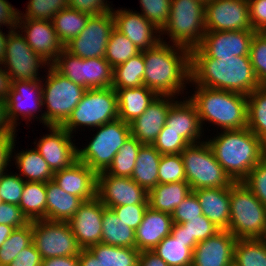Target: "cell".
<instances>
[{"label":"cell","mask_w":266,"mask_h":266,"mask_svg":"<svg viewBox=\"0 0 266 266\" xmlns=\"http://www.w3.org/2000/svg\"><path fill=\"white\" fill-rule=\"evenodd\" d=\"M161 38L154 47L143 50L144 86L158 95L178 96L191 80L190 50L170 45Z\"/></svg>","instance_id":"cell-1"},{"label":"cell","mask_w":266,"mask_h":266,"mask_svg":"<svg viewBox=\"0 0 266 266\" xmlns=\"http://www.w3.org/2000/svg\"><path fill=\"white\" fill-rule=\"evenodd\" d=\"M193 85L249 95L260 87L250 56L190 57Z\"/></svg>","instance_id":"cell-2"},{"label":"cell","mask_w":266,"mask_h":266,"mask_svg":"<svg viewBox=\"0 0 266 266\" xmlns=\"http://www.w3.org/2000/svg\"><path fill=\"white\" fill-rule=\"evenodd\" d=\"M213 137L206 141L233 182H242L265 157L266 144L247 127L221 130Z\"/></svg>","instance_id":"cell-3"},{"label":"cell","mask_w":266,"mask_h":266,"mask_svg":"<svg viewBox=\"0 0 266 266\" xmlns=\"http://www.w3.org/2000/svg\"><path fill=\"white\" fill-rule=\"evenodd\" d=\"M195 90L188 97L196 106L202 127L205 121L222 130L247 127V95L198 85Z\"/></svg>","instance_id":"cell-4"},{"label":"cell","mask_w":266,"mask_h":266,"mask_svg":"<svg viewBox=\"0 0 266 266\" xmlns=\"http://www.w3.org/2000/svg\"><path fill=\"white\" fill-rule=\"evenodd\" d=\"M46 74L45 79H41L43 107L47 108L42 113L45 126H62L87 89L59 73L52 65L48 66Z\"/></svg>","instance_id":"cell-5"},{"label":"cell","mask_w":266,"mask_h":266,"mask_svg":"<svg viewBox=\"0 0 266 266\" xmlns=\"http://www.w3.org/2000/svg\"><path fill=\"white\" fill-rule=\"evenodd\" d=\"M266 228V207L244 185H230V222L228 231L237 239H260Z\"/></svg>","instance_id":"cell-6"},{"label":"cell","mask_w":266,"mask_h":266,"mask_svg":"<svg viewBox=\"0 0 266 266\" xmlns=\"http://www.w3.org/2000/svg\"><path fill=\"white\" fill-rule=\"evenodd\" d=\"M205 29V3L200 0H171L169 19L160 35L166 34L173 45L188 50L197 48Z\"/></svg>","instance_id":"cell-7"},{"label":"cell","mask_w":266,"mask_h":266,"mask_svg":"<svg viewBox=\"0 0 266 266\" xmlns=\"http://www.w3.org/2000/svg\"><path fill=\"white\" fill-rule=\"evenodd\" d=\"M180 154L184 163L186 182L192 191L201 188L229 187L233 183L216 160L206 140L189 144Z\"/></svg>","instance_id":"cell-8"},{"label":"cell","mask_w":266,"mask_h":266,"mask_svg":"<svg viewBox=\"0 0 266 266\" xmlns=\"http://www.w3.org/2000/svg\"><path fill=\"white\" fill-rule=\"evenodd\" d=\"M97 128L89 144L84 149L77 148V159L96 174L108 169L123 143L131 136L130 124L119 118Z\"/></svg>","instance_id":"cell-9"},{"label":"cell","mask_w":266,"mask_h":266,"mask_svg":"<svg viewBox=\"0 0 266 266\" xmlns=\"http://www.w3.org/2000/svg\"><path fill=\"white\" fill-rule=\"evenodd\" d=\"M117 118V93L112 87L87 89L62 127L72 135L78 130L76 128L97 129Z\"/></svg>","instance_id":"cell-10"},{"label":"cell","mask_w":266,"mask_h":266,"mask_svg":"<svg viewBox=\"0 0 266 266\" xmlns=\"http://www.w3.org/2000/svg\"><path fill=\"white\" fill-rule=\"evenodd\" d=\"M32 242L42 259L78 256L81 250L66 221L33 220Z\"/></svg>","instance_id":"cell-11"},{"label":"cell","mask_w":266,"mask_h":266,"mask_svg":"<svg viewBox=\"0 0 266 266\" xmlns=\"http://www.w3.org/2000/svg\"><path fill=\"white\" fill-rule=\"evenodd\" d=\"M115 28L111 12L91 15L82 32L64 45V49L82 59L104 58L107 42Z\"/></svg>","instance_id":"cell-12"},{"label":"cell","mask_w":266,"mask_h":266,"mask_svg":"<svg viewBox=\"0 0 266 266\" xmlns=\"http://www.w3.org/2000/svg\"><path fill=\"white\" fill-rule=\"evenodd\" d=\"M46 65L48 67L50 64L32 50L17 28L14 29L8 37L6 56L2 64L12 82L40 80L42 77H39V67L42 69Z\"/></svg>","instance_id":"cell-13"},{"label":"cell","mask_w":266,"mask_h":266,"mask_svg":"<svg viewBox=\"0 0 266 266\" xmlns=\"http://www.w3.org/2000/svg\"><path fill=\"white\" fill-rule=\"evenodd\" d=\"M254 30L206 31L197 48L190 51V57L249 56Z\"/></svg>","instance_id":"cell-14"},{"label":"cell","mask_w":266,"mask_h":266,"mask_svg":"<svg viewBox=\"0 0 266 266\" xmlns=\"http://www.w3.org/2000/svg\"><path fill=\"white\" fill-rule=\"evenodd\" d=\"M42 106L41 80H16L12 82L11 91L6 99V108L8 121L15 131H17V121L20 120L19 116L25 121L37 118L45 125L44 115H36L42 112Z\"/></svg>","instance_id":"cell-15"},{"label":"cell","mask_w":266,"mask_h":266,"mask_svg":"<svg viewBox=\"0 0 266 266\" xmlns=\"http://www.w3.org/2000/svg\"><path fill=\"white\" fill-rule=\"evenodd\" d=\"M96 197L107 207L149 204L148 192L130 177L97 174Z\"/></svg>","instance_id":"cell-16"},{"label":"cell","mask_w":266,"mask_h":266,"mask_svg":"<svg viewBox=\"0 0 266 266\" xmlns=\"http://www.w3.org/2000/svg\"><path fill=\"white\" fill-rule=\"evenodd\" d=\"M206 31L253 30L248 0H209L205 3Z\"/></svg>","instance_id":"cell-17"},{"label":"cell","mask_w":266,"mask_h":266,"mask_svg":"<svg viewBox=\"0 0 266 266\" xmlns=\"http://www.w3.org/2000/svg\"><path fill=\"white\" fill-rule=\"evenodd\" d=\"M45 134L36 144V149L53 172L69 167L77 160V146L71 135L62 126H47Z\"/></svg>","instance_id":"cell-18"},{"label":"cell","mask_w":266,"mask_h":266,"mask_svg":"<svg viewBox=\"0 0 266 266\" xmlns=\"http://www.w3.org/2000/svg\"><path fill=\"white\" fill-rule=\"evenodd\" d=\"M16 28L22 30L21 33L32 50L50 65L64 49L52 21L18 18Z\"/></svg>","instance_id":"cell-19"},{"label":"cell","mask_w":266,"mask_h":266,"mask_svg":"<svg viewBox=\"0 0 266 266\" xmlns=\"http://www.w3.org/2000/svg\"><path fill=\"white\" fill-rule=\"evenodd\" d=\"M106 207L95 197L84 201L68 221L81 249H88L101 243L102 215Z\"/></svg>","instance_id":"cell-20"},{"label":"cell","mask_w":266,"mask_h":266,"mask_svg":"<svg viewBox=\"0 0 266 266\" xmlns=\"http://www.w3.org/2000/svg\"><path fill=\"white\" fill-rule=\"evenodd\" d=\"M112 15L115 29L125 35L140 51L152 48L161 41L160 30L140 12L120 8L113 9Z\"/></svg>","instance_id":"cell-21"},{"label":"cell","mask_w":266,"mask_h":266,"mask_svg":"<svg viewBox=\"0 0 266 266\" xmlns=\"http://www.w3.org/2000/svg\"><path fill=\"white\" fill-rule=\"evenodd\" d=\"M175 99L170 95H158L140 116L129 123L131 136L141 144L152 145L165 125Z\"/></svg>","instance_id":"cell-22"},{"label":"cell","mask_w":266,"mask_h":266,"mask_svg":"<svg viewBox=\"0 0 266 266\" xmlns=\"http://www.w3.org/2000/svg\"><path fill=\"white\" fill-rule=\"evenodd\" d=\"M237 240L228 230H220L200 241L193 249L192 266H228L234 262Z\"/></svg>","instance_id":"cell-23"},{"label":"cell","mask_w":266,"mask_h":266,"mask_svg":"<svg viewBox=\"0 0 266 266\" xmlns=\"http://www.w3.org/2000/svg\"><path fill=\"white\" fill-rule=\"evenodd\" d=\"M53 180L62 190L83 201L96 197L97 174L78 159L69 167L54 172Z\"/></svg>","instance_id":"cell-24"},{"label":"cell","mask_w":266,"mask_h":266,"mask_svg":"<svg viewBox=\"0 0 266 266\" xmlns=\"http://www.w3.org/2000/svg\"><path fill=\"white\" fill-rule=\"evenodd\" d=\"M184 99L186 100H176L171 105L165 123L167 130L177 132L189 144L202 142L200 139L204 135V131L196 106L189 97Z\"/></svg>","instance_id":"cell-25"},{"label":"cell","mask_w":266,"mask_h":266,"mask_svg":"<svg viewBox=\"0 0 266 266\" xmlns=\"http://www.w3.org/2000/svg\"><path fill=\"white\" fill-rule=\"evenodd\" d=\"M173 223L171 214L153 210L148 206L142 222L135 230L136 248L140 252L153 250L170 235Z\"/></svg>","instance_id":"cell-26"},{"label":"cell","mask_w":266,"mask_h":266,"mask_svg":"<svg viewBox=\"0 0 266 266\" xmlns=\"http://www.w3.org/2000/svg\"><path fill=\"white\" fill-rule=\"evenodd\" d=\"M203 215L221 230H227L230 222V186L194 190Z\"/></svg>","instance_id":"cell-27"},{"label":"cell","mask_w":266,"mask_h":266,"mask_svg":"<svg viewBox=\"0 0 266 266\" xmlns=\"http://www.w3.org/2000/svg\"><path fill=\"white\" fill-rule=\"evenodd\" d=\"M117 93L118 118L126 123L140 116L158 94L146 86L114 89Z\"/></svg>","instance_id":"cell-28"},{"label":"cell","mask_w":266,"mask_h":266,"mask_svg":"<svg viewBox=\"0 0 266 266\" xmlns=\"http://www.w3.org/2000/svg\"><path fill=\"white\" fill-rule=\"evenodd\" d=\"M47 220L68 222L84 202L62 190L55 181L46 183Z\"/></svg>","instance_id":"cell-29"},{"label":"cell","mask_w":266,"mask_h":266,"mask_svg":"<svg viewBox=\"0 0 266 266\" xmlns=\"http://www.w3.org/2000/svg\"><path fill=\"white\" fill-rule=\"evenodd\" d=\"M191 192L188 182L157 184L148 192L149 206L153 210L172 214Z\"/></svg>","instance_id":"cell-30"},{"label":"cell","mask_w":266,"mask_h":266,"mask_svg":"<svg viewBox=\"0 0 266 266\" xmlns=\"http://www.w3.org/2000/svg\"><path fill=\"white\" fill-rule=\"evenodd\" d=\"M13 158L20 172L18 175L25 182L47 183L53 179L54 172L36 148L22 150L18 153L15 151Z\"/></svg>","instance_id":"cell-31"},{"label":"cell","mask_w":266,"mask_h":266,"mask_svg":"<svg viewBox=\"0 0 266 266\" xmlns=\"http://www.w3.org/2000/svg\"><path fill=\"white\" fill-rule=\"evenodd\" d=\"M162 154L153 146L143 144L138 152L131 178L147 192L158 184V167Z\"/></svg>","instance_id":"cell-32"},{"label":"cell","mask_w":266,"mask_h":266,"mask_svg":"<svg viewBox=\"0 0 266 266\" xmlns=\"http://www.w3.org/2000/svg\"><path fill=\"white\" fill-rule=\"evenodd\" d=\"M101 243L118 247L136 248L135 230L120 220L111 208H105L102 215Z\"/></svg>","instance_id":"cell-33"},{"label":"cell","mask_w":266,"mask_h":266,"mask_svg":"<svg viewBox=\"0 0 266 266\" xmlns=\"http://www.w3.org/2000/svg\"><path fill=\"white\" fill-rule=\"evenodd\" d=\"M197 241H182L171 234L166 236L153 250L169 266H192L193 249Z\"/></svg>","instance_id":"cell-34"},{"label":"cell","mask_w":266,"mask_h":266,"mask_svg":"<svg viewBox=\"0 0 266 266\" xmlns=\"http://www.w3.org/2000/svg\"><path fill=\"white\" fill-rule=\"evenodd\" d=\"M46 183L25 182L19 207L29 221L47 220Z\"/></svg>","instance_id":"cell-35"},{"label":"cell","mask_w":266,"mask_h":266,"mask_svg":"<svg viewBox=\"0 0 266 266\" xmlns=\"http://www.w3.org/2000/svg\"><path fill=\"white\" fill-rule=\"evenodd\" d=\"M90 16L69 7L60 10L53 16L54 29L63 45L82 32Z\"/></svg>","instance_id":"cell-36"},{"label":"cell","mask_w":266,"mask_h":266,"mask_svg":"<svg viewBox=\"0 0 266 266\" xmlns=\"http://www.w3.org/2000/svg\"><path fill=\"white\" fill-rule=\"evenodd\" d=\"M145 64L143 51L126 62L113 68V89L134 88L143 86Z\"/></svg>","instance_id":"cell-37"},{"label":"cell","mask_w":266,"mask_h":266,"mask_svg":"<svg viewBox=\"0 0 266 266\" xmlns=\"http://www.w3.org/2000/svg\"><path fill=\"white\" fill-rule=\"evenodd\" d=\"M103 266H138L141 252L137 248L98 243L88 248Z\"/></svg>","instance_id":"cell-38"},{"label":"cell","mask_w":266,"mask_h":266,"mask_svg":"<svg viewBox=\"0 0 266 266\" xmlns=\"http://www.w3.org/2000/svg\"><path fill=\"white\" fill-rule=\"evenodd\" d=\"M247 128L266 144V86L248 95Z\"/></svg>","instance_id":"cell-39"},{"label":"cell","mask_w":266,"mask_h":266,"mask_svg":"<svg viewBox=\"0 0 266 266\" xmlns=\"http://www.w3.org/2000/svg\"><path fill=\"white\" fill-rule=\"evenodd\" d=\"M113 82V67L105 58H87L83 65L85 89L110 88Z\"/></svg>","instance_id":"cell-40"},{"label":"cell","mask_w":266,"mask_h":266,"mask_svg":"<svg viewBox=\"0 0 266 266\" xmlns=\"http://www.w3.org/2000/svg\"><path fill=\"white\" fill-rule=\"evenodd\" d=\"M143 144L130 136L114 156L111 165L105 171L107 174L121 177L132 176L138 152Z\"/></svg>","instance_id":"cell-41"},{"label":"cell","mask_w":266,"mask_h":266,"mask_svg":"<svg viewBox=\"0 0 266 266\" xmlns=\"http://www.w3.org/2000/svg\"><path fill=\"white\" fill-rule=\"evenodd\" d=\"M234 262L238 266H266V245L260 239H238Z\"/></svg>","instance_id":"cell-42"},{"label":"cell","mask_w":266,"mask_h":266,"mask_svg":"<svg viewBox=\"0 0 266 266\" xmlns=\"http://www.w3.org/2000/svg\"><path fill=\"white\" fill-rule=\"evenodd\" d=\"M140 52L125 35L114 28L107 42L104 58L114 68Z\"/></svg>","instance_id":"cell-43"},{"label":"cell","mask_w":266,"mask_h":266,"mask_svg":"<svg viewBox=\"0 0 266 266\" xmlns=\"http://www.w3.org/2000/svg\"><path fill=\"white\" fill-rule=\"evenodd\" d=\"M32 243V221L15 229L0 247V266H8L16 255Z\"/></svg>","instance_id":"cell-44"},{"label":"cell","mask_w":266,"mask_h":266,"mask_svg":"<svg viewBox=\"0 0 266 266\" xmlns=\"http://www.w3.org/2000/svg\"><path fill=\"white\" fill-rule=\"evenodd\" d=\"M25 13L19 11L18 18L52 21L60 10L68 8L69 0H28Z\"/></svg>","instance_id":"cell-45"},{"label":"cell","mask_w":266,"mask_h":266,"mask_svg":"<svg viewBox=\"0 0 266 266\" xmlns=\"http://www.w3.org/2000/svg\"><path fill=\"white\" fill-rule=\"evenodd\" d=\"M186 182L181 154L162 155L158 167V184Z\"/></svg>","instance_id":"cell-46"},{"label":"cell","mask_w":266,"mask_h":266,"mask_svg":"<svg viewBox=\"0 0 266 266\" xmlns=\"http://www.w3.org/2000/svg\"><path fill=\"white\" fill-rule=\"evenodd\" d=\"M252 68L260 86H266V32H257L249 52Z\"/></svg>","instance_id":"cell-47"},{"label":"cell","mask_w":266,"mask_h":266,"mask_svg":"<svg viewBox=\"0 0 266 266\" xmlns=\"http://www.w3.org/2000/svg\"><path fill=\"white\" fill-rule=\"evenodd\" d=\"M51 65L59 73L83 87L84 59L63 49Z\"/></svg>","instance_id":"cell-48"},{"label":"cell","mask_w":266,"mask_h":266,"mask_svg":"<svg viewBox=\"0 0 266 266\" xmlns=\"http://www.w3.org/2000/svg\"><path fill=\"white\" fill-rule=\"evenodd\" d=\"M141 14L160 31L169 19L171 0H140Z\"/></svg>","instance_id":"cell-49"},{"label":"cell","mask_w":266,"mask_h":266,"mask_svg":"<svg viewBox=\"0 0 266 266\" xmlns=\"http://www.w3.org/2000/svg\"><path fill=\"white\" fill-rule=\"evenodd\" d=\"M162 155L180 154L189 143L177 132L164 125L152 144Z\"/></svg>","instance_id":"cell-50"},{"label":"cell","mask_w":266,"mask_h":266,"mask_svg":"<svg viewBox=\"0 0 266 266\" xmlns=\"http://www.w3.org/2000/svg\"><path fill=\"white\" fill-rule=\"evenodd\" d=\"M4 172L0 176V195L5 203L19 205L25 181L13 172Z\"/></svg>","instance_id":"cell-51"},{"label":"cell","mask_w":266,"mask_h":266,"mask_svg":"<svg viewBox=\"0 0 266 266\" xmlns=\"http://www.w3.org/2000/svg\"><path fill=\"white\" fill-rule=\"evenodd\" d=\"M266 207V157H264L242 181Z\"/></svg>","instance_id":"cell-52"},{"label":"cell","mask_w":266,"mask_h":266,"mask_svg":"<svg viewBox=\"0 0 266 266\" xmlns=\"http://www.w3.org/2000/svg\"><path fill=\"white\" fill-rule=\"evenodd\" d=\"M182 225L184 229H186L189 238L195 239L198 243L215 235L221 230L205 215H201V218L190 219V221L182 223Z\"/></svg>","instance_id":"cell-53"},{"label":"cell","mask_w":266,"mask_h":266,"mask_svg":"<svg viewBox=\"0 0 266 266\" xmlns=\"http://www.w3.org/2000/svg\"><path fill=\"white\" fill-rule=\"evenodd\" d=\"M174 223H186L190 219L201 218L202 207L194 191H192L171 214Z\"/></svg>","instance_id":"cell-54"},{"label":"cell","mask_w":266,"mask_h":266,"mask_svg":"<svg viewBox=\"0 0 266 266\" xmlns=\"http://www.w3.org/2000/svg\"><path fill=\"white\" fill-rule=\"evenodd\" d=\"M149 204H136L111 207L116 216L131 229L136 230L142 222L144 213Z\"/></svg>","instance_id":"cell-55"},{"label":"cell","mask_w":266,"mask_h":266,"mask_svg":"<svg viewBox=\"0 0 266 266\" xmlns=\"http://www.w3.org/2000/svg\"><path fill=\"white\" fill-rule=\"evenodd\" d=\"M29 223L30 221L18 205L5 202L0 204V224L12 226L17 229Z\"/></svg>","instance_id":"cell-56"},{"label":"cell","mask_w":266,"mask_h":266,"mask_svg":"<svg viewBox=\"0 0 266 266\" xmlns=\"http://www.w3.org/2000/svg\"><path fill=\"white\" fill-rule=\"evenodd\" d=\"M107 0H69L68 7L89 15H100L113 11Z\"/></svg>","instance_id":"cell-57"},{"label":"cell","mask_w":266,"mask_h":266,"mask_svg":"<svg viewBox=\"0 0 266 266\" xmlns=\"http://www.w3.org/2000/svg\"><path fill=\"white\" fill-rule=\"evenodd\" d=\"M250 22L255 32H266V0H248Z\"/></svg>","instance_id":"cell-58"},{"label":"cell","mask_w":266,"mask_h":266,"mask_svg":"<svg viewBox=\"0 0 266 266\" xmlns=\"http://www.w3.org/2000/svg\"><path fill=\"white\" fill-rule=\"evenodd\" d=\"M42 258L34 243L22 249L8 266H41Z\"/></svg>","instance_id":"cell-59"},{"label":"cell","mask_w":266,"mask_h":266,"mask_svg":"<svg viewBox=\"0 0 266 266\" xmlns=\"http://www.w3.org/2000/svg\"><path fill=\"white\" fill-rule=\"evenodd\" d=\"M15 132L0 136V164L6 169L15 151L16 136Z\"/></svg>","instance_id":"cell-60"},{"label":"cell","mask_w":266,"mask_h":266,"mask_svg":"<svg viewBox=\"0 0 266 266\" xmlns=\"http://www.w3.org/2000/svg\"><path fill=\"white\" fill-rule=\"evenodd\" d=\"M18 16L19 10L7 0H0V27L4 25L9 29H16Z\"/></svg>","instance_id":"cell-61"},{"label":"cell","mask_w":266,"mask_h":266,"mask_svg":"<svg viewBox=\"0 0 266 266\" xmlns=\"http://www.w3.org/2000/svg\"><path fill=\"white\" fill-rule=\"evenodd\" d=\"M41 266H79L78 256H60L42 259Z\"/></svg>","instance_id":"cell-62"},{"label":"cell","mask_w":266,"mask_h":266,"mask_svg":"<svg viewBox=\"0 0 266 266\" xmlns=\"http://www.w3.org/2000/svg\"><path fill=\"white\" fill-rule=\"evenodd\" d=\"M138 266H169L153 251H141Z\"/></svg>","instance_id":"cell-63"},{"label":"cell","mask_w":266,"mask_h":266,"mask_svg":"<svg viewBox=\"0 0 266 266\" xmlns=\"http://www.w3.org/2000/svg\"><path fill=\"white\" fill-rule=\"evenodd\" d=\"M16 132L7 118L6 100L0 99V136Z\"/></svg>","instance_id":"cell-64"},{"label":"cell","mask_w":266,"mask_h":266,"mask_svg":"<svg viewBox=\"0 0 266 266\" xmlns=\"http://www.w3.org/2000/svg\"><path fill=\"white\" fill-rule=\"evenodd\" d=\"M12 88V80L5 69L0 65V99L6 100Z\"/></svg>","instance_id":"cell-65"},{"label":"cell","mask_w":266,"mask_h":266,"mask_svg":"<svg viewBox=\"0 0 266 266\" xmlns=\"http://www.w3.org/2000/svg\"><path fill=\"white\" fill-rule=\"evenodd\" d=\"M78 259L79 266H103L89 249H81Z\"/></svg>","instance_id":"cell-66"},{"label":"cell","mask_w":266,"mask_h":266,"mask_svg":"<svg viewBox=\"0 0 266 266\" xmlns=\"http://www.w3.org/2000/svg\"><path fill=\"white\" fill-rule=\"evenodd\" d=\"M175 239H179L182 241H196L195 239H190L189 235L187 234L186 229L182 223H173V227L170 233Z\"/></svg>","instance_id":"cell-67"},{"label":"cell","mask_w":266,"mask_h":266,"mask_svg":"<svg viewBox=\"0 0 266 266\" xmlns=\"http://www.w3.org/2000/svg\"><path fill=\"white\" fill-rule=\"evenodd\" d=\"M14 29H10L8 32V34L5 35L4 32H2V30L0 29V65L3 64L5 56H6V44H7V40L8 37L10 35V33L13 31Z\"/></svg>","instance_id":"cell-68"},{"label":"cell","mask_w":266,"mask_h":266,"mask_svg":"<svg viewBox=\"0 0 266 266\" xmlns=\"http://www.w3.org/2000/svg\"><path fill=\"white\" fill-rule=\"evenodd\" d=\"M14 230L12 226L0 224V247Z\"/></svg>","instance_id":"cell-69"},{"label":"cell","mask_w":266,"mask_h":266,"mask_svg":"<svg viewBox=\"0 0 266 266\" xmlns=\"http://www.w3.org/2000/svg\"><path fill=\"white\" fill-rule=\"evenodd\" d=\"M260 240L266 245V228H265L264 233H263L262 237L260 238Z\"/></svg>","instance_id":"cell-70"},{"label":"cell","mask_w":266,"mask_h":266,"mask_svg":"<svg viewBox=\"0 0 266 266\" xmlns=\"http://www.w3.org/2000/svg\"><path fill=\"white\" fill-rule=\"evenodd\" d=\"M5 171H8V170L5 169V168L0 164V176H1Z\"/></svg>","instance_id":"cell-71"},{"label":"cell","mask_w":266,"mask_h":266,"mask_svg":"<svg viewBox=\"0 0 266 266\" xmlns=\"http://www.w3.org/2000/svg\"><path fill=\"white\" fill-rule=\"evenodd\" d=\"M228 266H238L235 262H232L231 264H229Z\"/></svg>","instance_id":"cell-72"},{"label":"cell","mask_w":266,"mask_h":266,"mask_svg":"<svg viewBox=\"0 0 266 266\" xmlns=\"http://www.w3.org/2000/svg\"><path fill=\"white\" fill-rule=\"evenodd\" d=\"M2 203H3V200H2L1 195H0V204H2Z\"/></svg>","instance_id":"cell-73"},{"label":"cell","mask_w":266,"mask_h":266,"mask_svg":"<svg viewBox=\"0 0 266 266\" xmlns=\"http://www.w3.org/2000/svg\"><path fill=\"white\" fill-rule=\"evenodd\" d=\"M200 1H202V2L206 3V2H208L209 0H200Z\"/></svg>","instance_id":"cell-74"}]
</instances>
